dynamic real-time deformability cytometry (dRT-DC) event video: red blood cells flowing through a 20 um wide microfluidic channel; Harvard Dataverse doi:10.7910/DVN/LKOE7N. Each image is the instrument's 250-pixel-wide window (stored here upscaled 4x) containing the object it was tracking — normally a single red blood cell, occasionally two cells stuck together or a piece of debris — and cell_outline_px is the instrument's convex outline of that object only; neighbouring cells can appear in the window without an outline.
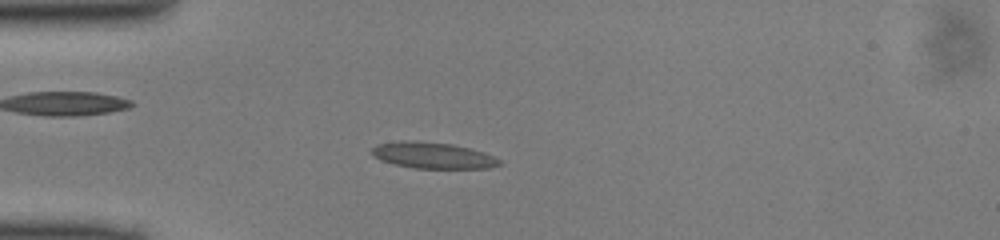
{"species": "common noctule bat (a hibernating species)", "species_latin": "Nyctalus noctula", "temperature_condition": "cold", "stored_images_in_passage": 48, "camera_frame_rate_fps": 3000, "um_per_image_px": 0.085, "animal": {"sex": "male", "body_mass_g": 13.0, "forearm_length_mm": 53.1}, "frame": {"image": 1, "passage_image": 12, "time_ms": 3.667, "image_size_px": [1000, 240], "cell_outline_px": [[500, 164], [488, 168], [412, 168], [380, 160], [372, 156], [372, 148], [376, 144], [400, 140], [416, 140], [452, 144], [484, 152], [500, 160]], "centroid_in_image_um": [36.73, 13.19], "position_along_channel_um": 48.3, "area_um2": 19.48}}
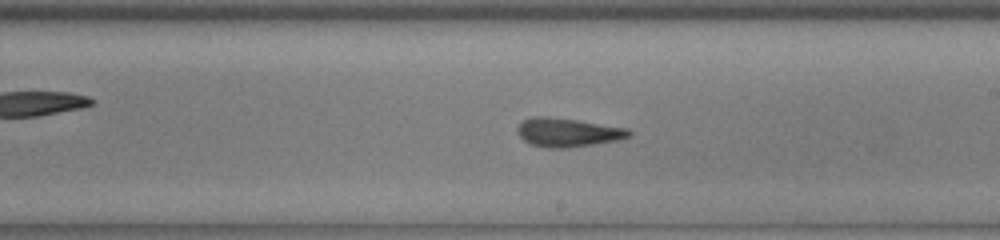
{"frame": {"image": 2, "passage_image": 27, "time_ms": 8.667, "image_size_px": [1000, 240], "cell_outline_px": [[632, 136], [620, 140], [596, 144], [568, 148], [548, 148], [532, 144], [524, 140], [516, 132], [516, 128], [524, 120], [532, 116], [544, 116], [576, 120], [628, 128], [632, 132]], "centroid_in_image_um": [48.29, 11.26], "position_along_channel_um": 240.7, "area_um2": 18.79}}
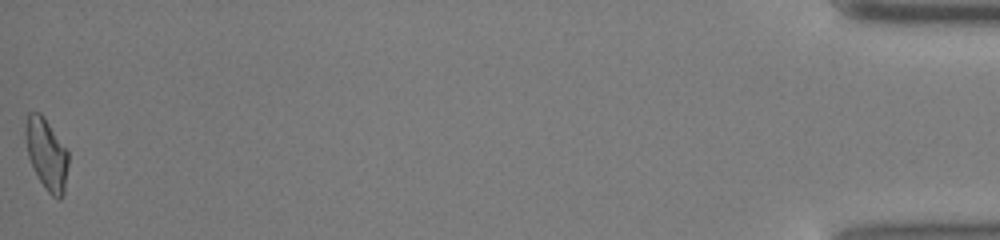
{"frame": {"image": 3, "passage_image": 48, "time_ms": 15.667, "image_size_px": [1000, 240], "cell_outline_px": [[68, 164], [64, 196], [60, 200], [52, 196], [48, 192], [40, 180], [28, 156], [24, 136], [24, 124], [28, 112], [40, 112], [68, 152]], "centroid_in_image_um": [3.94, 13.1], "position_along_channel_um": 431.3, "area_um2": 17.69}}